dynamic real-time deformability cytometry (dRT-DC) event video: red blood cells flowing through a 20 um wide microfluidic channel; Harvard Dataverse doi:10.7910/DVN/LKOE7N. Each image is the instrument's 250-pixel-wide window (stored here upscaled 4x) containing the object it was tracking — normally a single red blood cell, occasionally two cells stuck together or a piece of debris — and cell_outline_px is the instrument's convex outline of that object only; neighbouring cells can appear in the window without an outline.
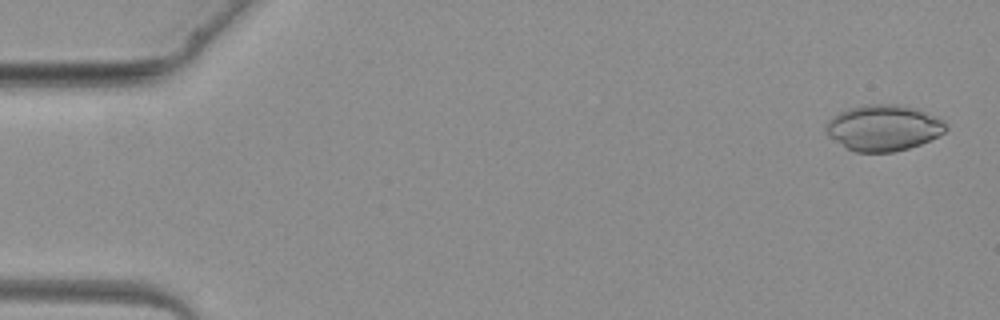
{"species": "common noctule bat (a hibernating species)", "species_latin": "Nyctalus noctula", "temperature_condition": "warm", "stored_images_in_passage": 3, "camera_frame_rate_fps": 3000, "um_per_image_px": 0.085, "animal": {"sex": "female", "body_mass_g": 19.3, "forearm_length_mm": 54.1}, "frame": {"image": 1, "passage_image": 1, "time_ms": 0.0, "image_size_px": [1000, 320], "cell_outline_px": [[948, 128], [944, 132], [920, 144], [908, 148], [892, 152], [856, 152], [848, 148], [828, 136], [824, 128], [828, 120], [832, 116], [848, 108], [864, 104], [896, 104], [916, 108], [944, 120], [948, 124]], "centroid_in_image_um": [75.08, 10.85], "position_along_channel_um": 9.9, "area_um2": 32.08}}